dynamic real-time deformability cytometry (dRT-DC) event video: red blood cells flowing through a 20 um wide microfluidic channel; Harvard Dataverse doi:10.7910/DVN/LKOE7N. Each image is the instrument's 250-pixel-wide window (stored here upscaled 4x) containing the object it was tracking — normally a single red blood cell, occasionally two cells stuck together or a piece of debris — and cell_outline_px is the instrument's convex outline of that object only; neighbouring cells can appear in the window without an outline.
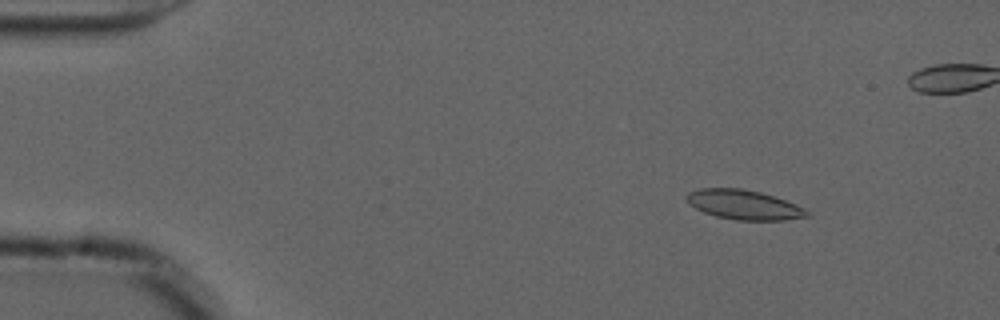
{"species": "common noctule bat (a hibernating species)", "species_latin": "Nyctalus noctula", "temperature_condition": "cold", "stored_images_in_passage": 55, "camera_frame_rate_fps": 3000, "um_per_image_px": 0.085, "animal": {"sex": "male", "forearm_length_mm": 52.5}, "frame": {"image": 1, "passage_image": 6, "time_ms": 1.667, "image_size_px": [1000, 320], "cell_outline_px": [[812, 216], [784, 220], [736, 220], [716, 216], [704, 212], [688, 204], [688, 192], [700, 188], [740, 188], [760, 192], [796, 204], [804, 208]], "centroid_in_image_um": [63.25, 17.41], "position_along_channel_um": 21.8, "area_um2": 20.58}}
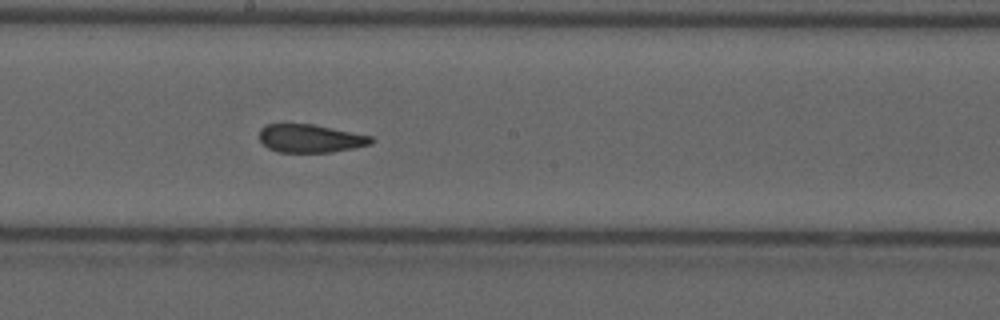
{"frame": {"image": 2, "passage_image": 29, "time_ms": 9.333, "image_size_px": [1000, 320], "cell_outline_px": [[376, 140], [372, 144], [332, 152], [276, 152], [268, 148], [260, 140], [260, 128], [268, 124], [312, 124], [372, 136]], "centroid_in_image_um": [26.39, 11.77], "position_along_channel_um": 221.8, "area_um2": 18.32}}
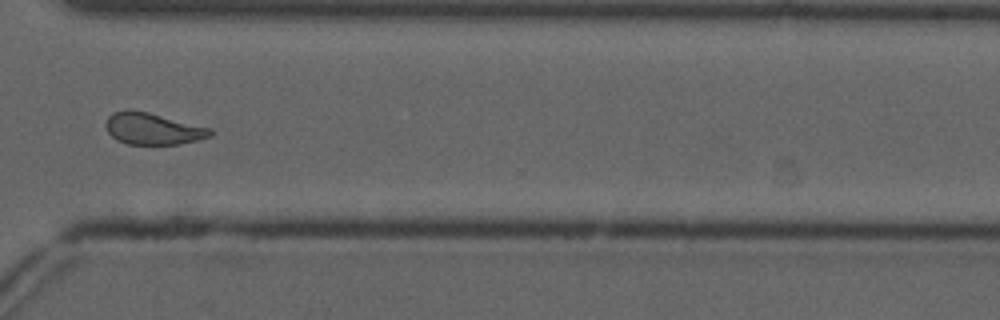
{"frame": {"image": 3, "passage_image": 40, "time_ms": 13.0, "image_size_px": [1000, 320], "cell_outline_px": [[212, 136], [180, 144], [128, 144], [116, 140], [108, 132], [104, 124], [108, 116], [112, 112], [148, 112], [212, 128]], "centroid_in_image_um": [13.01, 10.97], "position_along_channel_um": 357.6, "area_um2": 18.96}, "authors_computed_cell_mechanics": {"area_um2": 20.1722, "velocity_mm_per_s": 3.7085, "shape_relaxation_time_tau1_ms": 7.7036, "shape_relaxation_time_tau2_ms": 1.3639, "deformation_change_tau1": 0.182, "deformation_change_tau2": 0.0834}}